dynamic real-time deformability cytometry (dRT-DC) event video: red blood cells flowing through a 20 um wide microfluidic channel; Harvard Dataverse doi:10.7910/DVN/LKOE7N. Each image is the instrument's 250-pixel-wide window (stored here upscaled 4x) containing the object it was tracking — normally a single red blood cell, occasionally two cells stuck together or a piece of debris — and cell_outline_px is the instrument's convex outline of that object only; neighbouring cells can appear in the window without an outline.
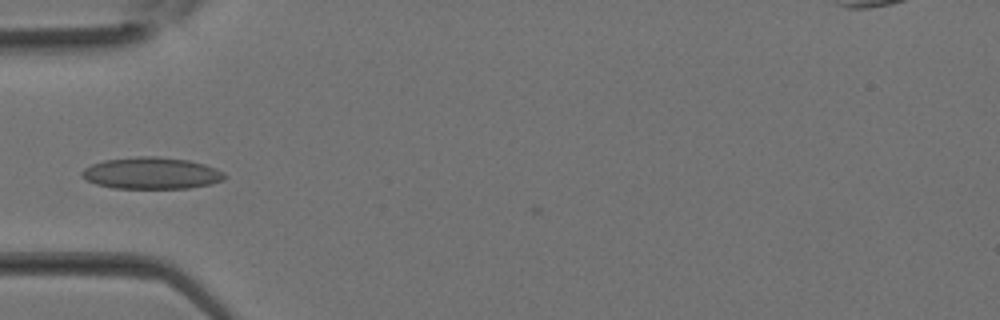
{"species": "Egyptian fruit bat (a non-hibernating species)", "species_latin": "Rousettus aegyptiacus", "temperature_condition": "room temperature", "stored_images_in_passage": 3, "camera_frame_rate_fps": 3000, "um_per_image_px": 0.085, "animal": {"sex": "female"}, "frame": {"image": 1, "passage_image": 2, "time_ms": 0.333, "image_size_px": [1000, 320], "cell_outline_px": [[228, 176], [224, 180], [212, 184], [188, 188], [112, 188], [96, 184], [80, 176], [80, 172], [84, 168], [92, 164], [104, 160], [136, 156], [156, 156], [188, 160], [204, 164], [216, 168], [224, 172]], "centroid_in_image_um": [12.89, 14.72], "position_along_channel_um": 72.1, "area_um2": 26.59}}